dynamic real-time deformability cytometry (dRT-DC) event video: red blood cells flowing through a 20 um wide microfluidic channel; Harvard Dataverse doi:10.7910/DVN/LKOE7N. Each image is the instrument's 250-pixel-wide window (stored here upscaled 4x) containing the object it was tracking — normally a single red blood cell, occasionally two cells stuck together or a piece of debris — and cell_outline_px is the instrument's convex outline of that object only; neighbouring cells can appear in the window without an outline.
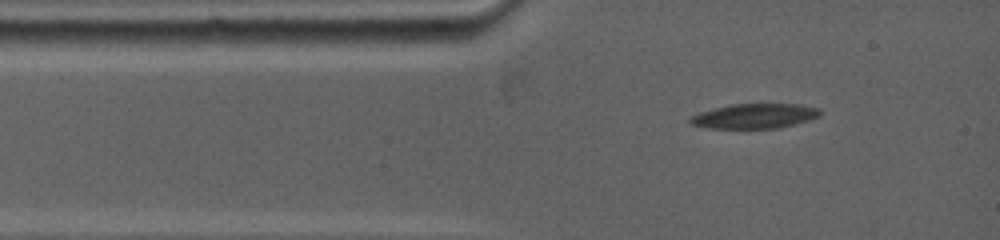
{"species": "common noctule bat (a hibernating species)", "species_latin": "Nyctalus noctula", "temperature_condition": "warm", "stored_images_in_passage": 37, "camera_frame_rate_fps": 5000, "um_per_image_px": 0.085, "animal": {"sex": "female", "body_mass_g": 19.0, "forearm_length_mm": 53.3}, "frame": {"image": 1, "passage_image": 1, "time_ms": 0.0, "image_size_px": [1000, 240], "cell_outline_px": [[824, 112], [820, 116], [808, 120], [776, 128], [708, 128], [692, 124], [688, 120], [692, 116], [700, 112], [732, 104], [800, 104], [820, 108]], "centroid_in_image_um": [64.19, 9.85], "position_along_channel_um": 20.8, "area_um2": 18.61}}
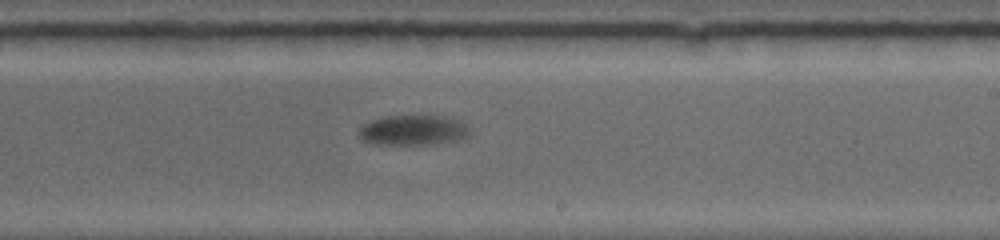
{"frame": {"image": 2, "passage_image": 16, "time_ms": 6.8, "image_size_px": [1000, 240], "cell_outline_px": [[468, 136], [464, 140], [428, 144], [372, 144], [360, 140], [356, 132], [364, 124], [372, 120], [388, 116], [448, 116], [468, 124]], "centroid_in_image_um": [35.11, 11.07], "position_along_channel_um": 253.9, "area_um2": 19.71}}
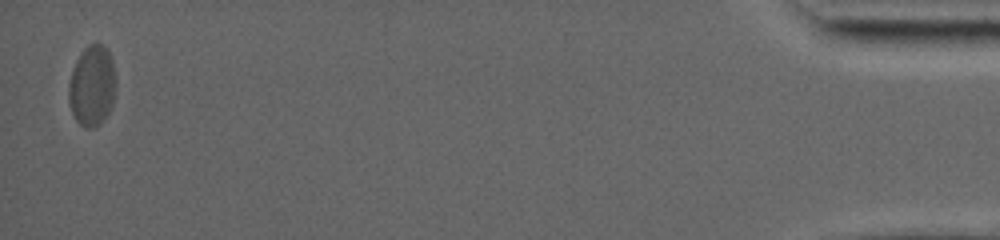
{"frame": {"image": 3, "passage_image": 36, "time_ms": 15.6, "image_size_px": [1000, 240], "cell_outline_px": [[116, 84], [112, 104], [104, 120], [100, 124], [92, 128], [88, 128], [80, 124], [76, 120], [72, 112], [68, 96], [68, 84], [76, 60], [80, 52], [88, 44], [100, 44], [108, 52], [112, 60]], "centroid_in_image_um": [7.81, 7.3], "position_along_channel_um": 427.4, "area_um2": 22.02}}